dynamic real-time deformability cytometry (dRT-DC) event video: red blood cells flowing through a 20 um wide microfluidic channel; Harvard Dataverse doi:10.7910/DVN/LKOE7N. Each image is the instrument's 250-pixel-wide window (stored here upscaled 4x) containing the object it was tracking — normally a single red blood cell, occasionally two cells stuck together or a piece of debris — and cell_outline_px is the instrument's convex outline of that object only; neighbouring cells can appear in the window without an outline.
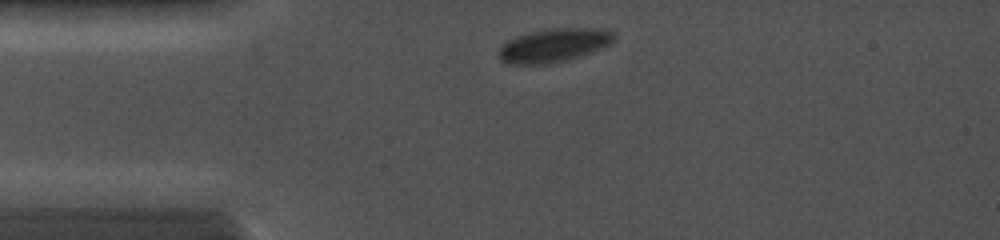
{"species": "common noctule bat (a hibernating species)", "species_latin": "Nyctalus noctula", "temperature_condition": "cold", "stored_images_in_passage": 33, "camera_frame_rate_fps": 5000, "um_per_image_px": 0.085, "animal": {"sex": "female", "body_mass_g": 19.0, "forearm_length_mm": 56.7}, "frame": {"image": 1, "passage_image": 2, "time_ms": 0.4, "image_size_px": [1000, 240], "cell_outline_px": [[616, 36], [612, 44], [564, 60], [544, 64], [508, 64], [500, 60], [500, 48], [508, 40], [516, 36], [528, 32], [548, 28], [596, 28], [612, 32]], "centroid_in_image_um": [47.06, 3.83], "position_along_channel_um": 37.9, "area_um2": 22.2}}
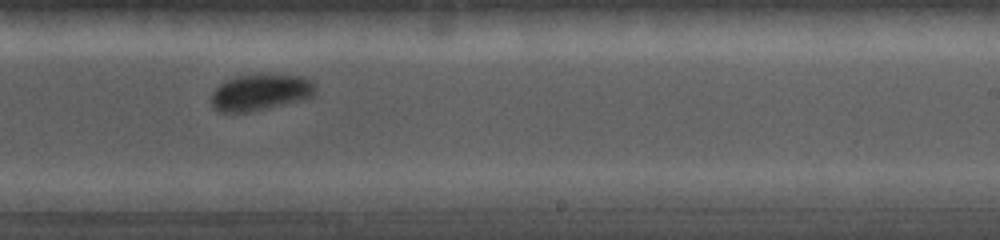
{"frame": {"image": 2, "passage_image": 21, "time_ms": 6.4, "image_size_px": [1000, 240], "cell_outline_px": [[316, 96], [300, 100], [248, 112], [220, 112], [212, 108], [212, 92], [220, 84], [236, 76], [264, 72], [304, 76], [312, 80], [316, 88]], "centroid_in_image_um": [22.18, 7.8], "position_along_channel_um": 266.8, "area_um2": 22.54}}
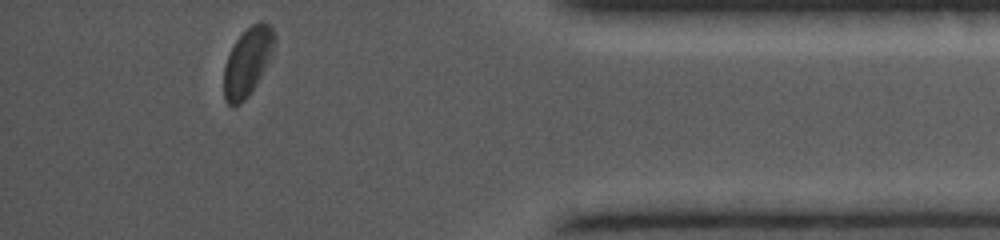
{"frame": {"image": 3, "passage_image": 33, "time_ms": 10.4, "image_size_px": [1000, 240], "cell_outline_px": [[276, 40], [272, 52], [256, 84], [248, 96], [240, 104], [228, 104], [224, 100], [224, 68], [228, 56], [236, 40], [252, 24], [260, 20], [264, 20], [276, 32]], "centroid_in_image_um": [21.06, 5.21], "position_along_channel_um": 414.1, "area_um2": 19.77}}